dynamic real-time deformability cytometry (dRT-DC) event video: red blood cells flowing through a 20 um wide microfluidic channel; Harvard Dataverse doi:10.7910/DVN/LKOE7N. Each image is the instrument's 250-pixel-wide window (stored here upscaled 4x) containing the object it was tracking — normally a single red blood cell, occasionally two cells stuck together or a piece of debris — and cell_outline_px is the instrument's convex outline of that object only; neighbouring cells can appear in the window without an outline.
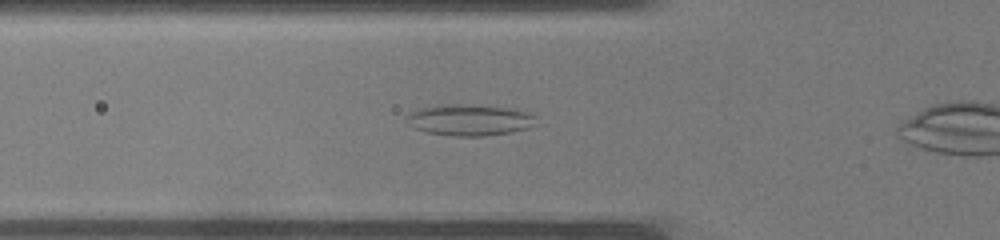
{"species": "common noctule bat (a hibernating species)", "species_latin": "Nyctalus noctula", "temperature_condition": "warm", "stored_images_in_passage": 22, "camera_frame_rate_fps": 3000, "um_per_image_px": 0.085, "animal": {"sex": "male", "body_mass_g": 19.0, "forearm_length_mm": 50.8}, "frame": {"image": 1, "passage_image": 4, "time_ms": 1.0, "image_size_px": [1000, 240], "cell_outline_px": [[536, 124], [528, 128], [512, 132], [484, 136], [452, 136], [424, 132], [408, 124], [408, 116], [412, 112], [424, 108], [444, 104], [456, 104], [508, 108], [528, 112], [536, 116]], "centroid_in_image_um": [39.96, 10.22], "position_along_channel_um": 85.8, "area_um2": 23.29}}
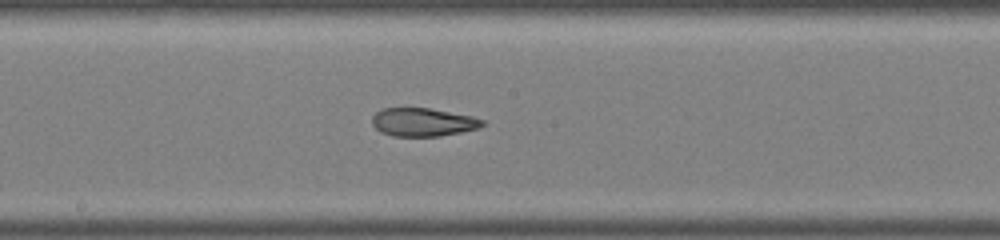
{"frame": {"image": 2, "passage_image": 11, "time_ms": 3.333, "image_size_px": [1000, 240], "cell_outline_px": [[484, 124], [476, 128], [460, 132], [440, 136], [392, 136], [380, 132], [372, 124], [372, 116], [376, 112], [384, 108], [428, 108], [472, 116], [484, 120]], "centroid_in_image_um": [35.91, 10.38], "position_along_channel_um": 212.3, "area_um2": 18.03}}
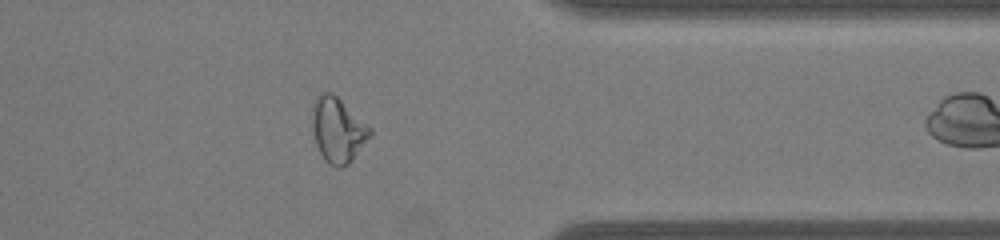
{"frame": {"image": 3, "passage_image": 21, "time_ms": 6.667, "image_size_px": [1000, 240], "cell_outline_px": [[372, 136], [352, 160], [348, 164], [340, 168], [332, 164], [320, 152], [316, 144], [312, 132], [312, 116], [316, 96], [320, 92], [332, 92], [372, 128]], "centroid_in_image_um": [28.74, 11.02], "position_along_channel_um": 382.7, "area_um2": 21.68}}